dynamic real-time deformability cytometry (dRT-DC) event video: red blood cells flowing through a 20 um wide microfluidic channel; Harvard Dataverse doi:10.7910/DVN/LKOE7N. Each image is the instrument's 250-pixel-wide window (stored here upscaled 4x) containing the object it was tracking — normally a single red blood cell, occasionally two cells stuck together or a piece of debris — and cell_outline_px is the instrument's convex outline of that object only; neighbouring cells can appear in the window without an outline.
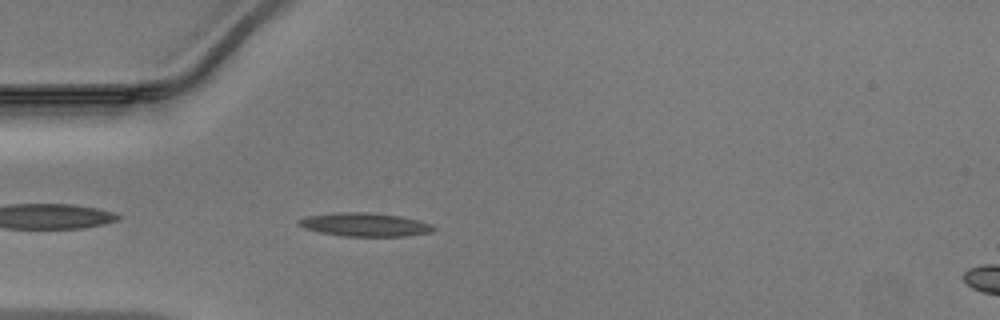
{"species": "Egyptian fruit bat (a non-hibernating species)", "species_latin": "Rousettus aegyptiacus", "temperature_condition": "warm", "stored_images_in_passage": 37, "camera_frame_rate_fps": 3000, "um_per_image_px": 0.085, "animal": {"sex": "male"}, "frame": {"image": 1, "passage_image": 3, "time_ms": 0.667, "image_size_px": [1000, 320], "cell_outline_px": [[436, 228], [432, 232], [404, 236], [344, 236], [320, 232], [304, 228], [296, 224], [296, 220], [308, 216], [336, 212], [368, 212], [400, 216], [432, 224]], "centroid_in_image_um": [30.98, 19.09], "position_along_channel_um": 54.0, "area_um2": 18.44}}
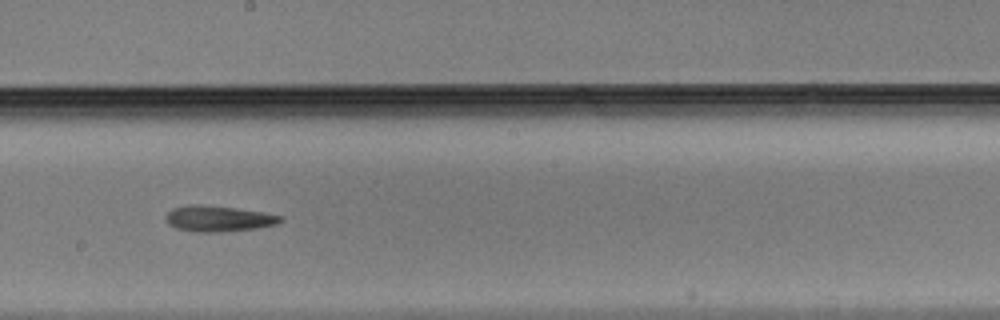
{"frame": {"image": 2, "passage_image": 16, "time_ms": 5.0, "image_size_px": [1000, 320], "cell_outline_px": [[284, 220], [276, 224], [256, 228], [224, 232], [196, 232], [176, 228], [168, 224], [164, 216], [172, 208], [188, 204], [200, 204], [232, 208], [260, 212], [284, 216]], "centroid_in_image_um": [18.53, 18.59], "position_along_channel_um": 229.7, "area_um2": 17.28}}
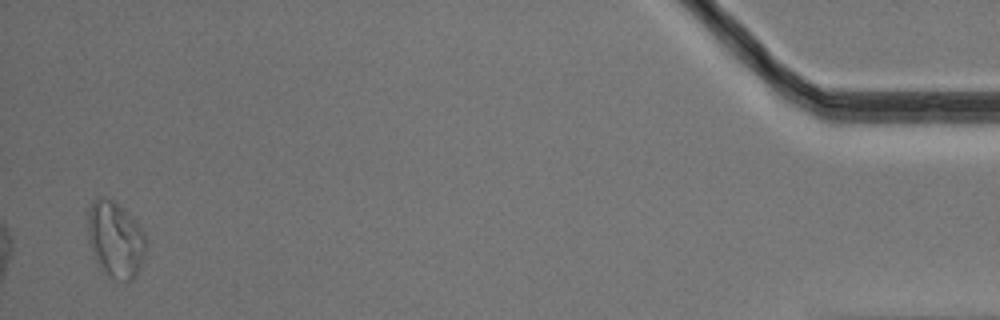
{"frame": {"image": 3, "passage_image": 36, "time_ms": 11.667, "image_size_px": [1000, 320], "cell_outline_px": [[144, 256], [136, 276], [132, 280], [124, 280], [112, 276], [96, 260], [88, 240], [88, 208], [96, 196], [104, 196], [112, 200], [144, 232]], "centroid_in_image_um": [9.77, 20.31], "position_along_channel_um": 425.4, "area_um2": 24.74}}